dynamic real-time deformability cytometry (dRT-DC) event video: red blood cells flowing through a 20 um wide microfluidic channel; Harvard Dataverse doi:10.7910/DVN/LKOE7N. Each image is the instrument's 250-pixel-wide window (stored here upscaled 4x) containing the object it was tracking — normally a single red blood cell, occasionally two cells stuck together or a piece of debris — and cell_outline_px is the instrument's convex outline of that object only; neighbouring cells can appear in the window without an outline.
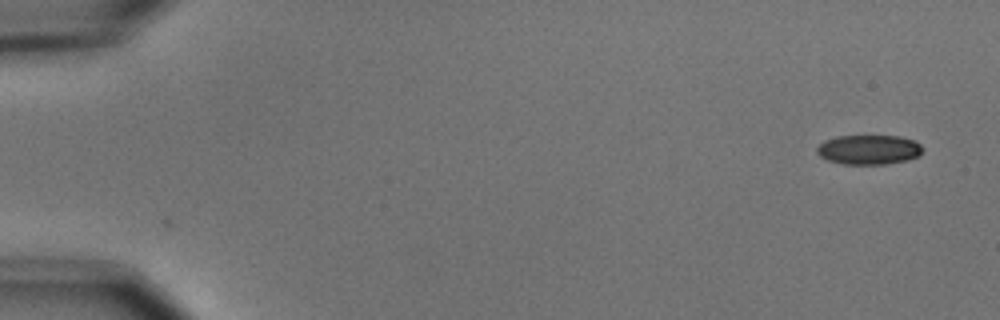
{"species": "common noctule bat (a hibernating species)", "species_latin": "Nyctalus noctula", "temperature_condition": "cold", "stored_images_in_passage": 5, "camera_frame_rate_fps": 3000, "um_per_image_px": 0.085, "animal": {"sex": "male", "body_mass_g": 15.6}, "frame": {"image": 1, "passage_image": 1, "time_ms": 0.0, "image_size_px": [1000, 320], "cell_outline_px": [[920, 152], [916, 156], [904, 160], [884, 164], [844, 164], [828, 160], [820, 156], [816, 152], [816, 148], [824, 140], [836, 136], [900, 136], [912, 140], [920, 144]], "centroid_in_image_um": [73.77, 12.71], "position_along_channel_um": 11.2, "area_um2": 17.92}}